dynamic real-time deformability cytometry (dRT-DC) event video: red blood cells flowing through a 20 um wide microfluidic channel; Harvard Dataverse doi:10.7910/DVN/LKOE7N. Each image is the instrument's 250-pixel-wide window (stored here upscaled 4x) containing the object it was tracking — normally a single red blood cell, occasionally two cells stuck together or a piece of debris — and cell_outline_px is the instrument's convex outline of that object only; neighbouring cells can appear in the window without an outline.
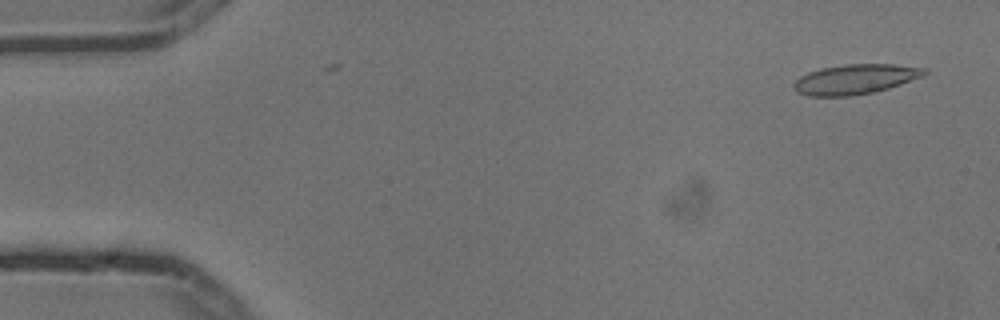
{"species": "common noctule bat (a hibernating species)", "species_latin": "Nyctalus noctula", "temperature_condition": "cold", "stored_images_in_passage": 10, "camera_frame_rate_fps": 3000, "um_per_image_px": 0.085, "animal": {"sex": "male", "body_mass_g": 13.3}, "frame": {"image": 1, "passage_image": 1, "time_ms": 0.0, "image_size_px": [1000, 320], "cell_outline_px": [[928, 72], [924, 76], [876, 92], [852, 96], [808, 96], [796, 92], [792, 88], [792, 84], [800, 76], [808, 72], [820, 68], [844, 64], [892, 64], [928, 68]], "centroid_in_image_um": [72.68, 6.73], "position_along_channel_um": 12.3, "area_um2": 23.06}}
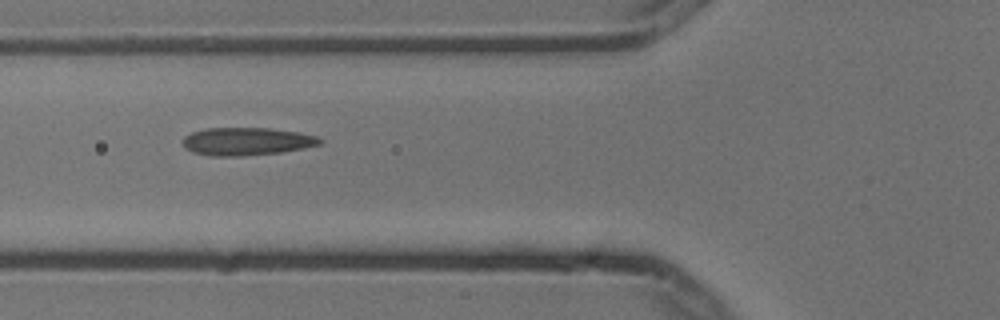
{"frame": {"image": 2, "passage_image": 6, "time_ms": 1.667, "image_size_px": [1000, 320], "cell_outline_px": [[324, 140], [320, 144], [304, 148], [280, 152], [244, 156], [208, 156], [192, 152], [184, 148], [184, 136], [192, 132], [208, 128], [268, 128], [300, 132], [316, 136]], "centroid_in_image_um": [20.97, 12.02], "position_along_channel_um": 104.8, "area_um2": 22.31}}
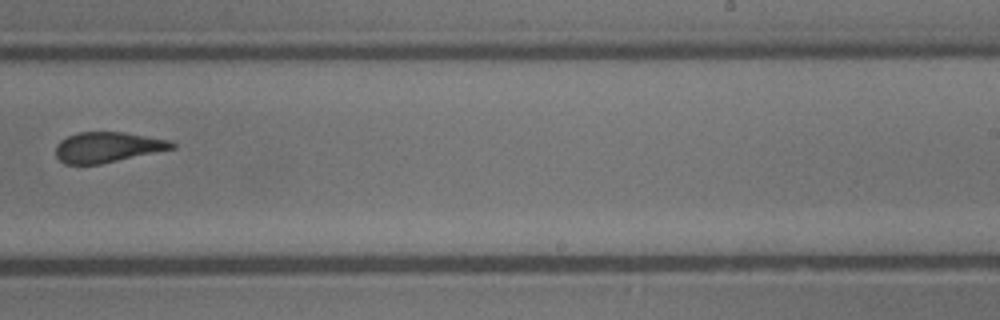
{"frame": {"image": 3, "passage_image": 10, "time_ms": 3.0, "image_size_px": [1000, 320], "cell_outline_px": [[176, 148], [100, 164], [64, 164], [56, 156], [56, 144], [60, 140], [76, 132], [124, 132], [172, 140], [176, 144]], "centroid_in_image_um": [9.16, 12.5], "position_along_channel_um": 279.8, "area_um2": 20.69}}